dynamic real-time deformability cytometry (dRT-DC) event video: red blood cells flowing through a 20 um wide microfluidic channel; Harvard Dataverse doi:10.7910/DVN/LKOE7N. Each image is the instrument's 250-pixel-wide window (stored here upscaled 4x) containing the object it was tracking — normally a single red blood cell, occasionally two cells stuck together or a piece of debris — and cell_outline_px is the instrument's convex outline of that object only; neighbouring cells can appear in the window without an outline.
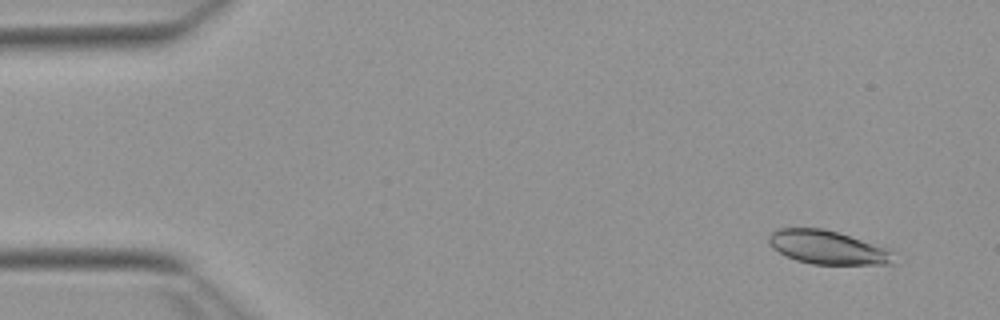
{"species": "Egyptian fruit bat (a non-hibernating species)", "species_latin": "Rousettus aegyptiacus", "temperature_condition": "warm", "stored_images_in_passage": 53, "camera_frame_rate_fps": 3000, "um_per_image_px": 0.085, "animal": {"sex": "female"}, "frame": {"image": 1, "passage_image": 4, "time_ms": 1.0, "image_size_px": [1000, 320], "cell_outline_px": [[900, 252], [896, 264], [812, 264], [796, 260], [772, 248], [768, 240], [768, 236], [772, 232], [780, 228], [824, 228]], "centroid_in_image_um": [70.46, 21.04], "position_along_channel_um": 14.5, "area_um2": 24.74}}
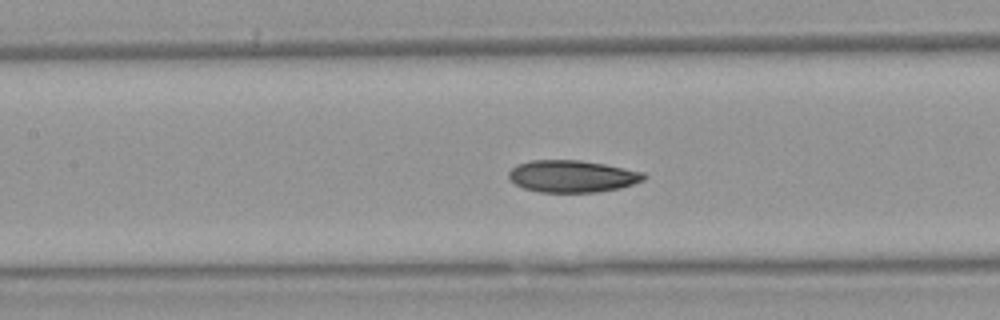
{"frame": {"image": 2, "passage_image": 24, "time_ms": 7.667, "image_size_px": [1000, 320], "cell_outline_px": [[648, 176], [644, 180], [620, 188], [596, 192], [540, 192], [524, 188], [516, 184], [508, 176], [508, 172], [516, 164], [532, 160], [580, 160], [604, 164], [644, 172]], "centroid_in_image_um": [48.65, 14.98], "position_along_channel_um": 158.8, "area_um2": 25.2}}
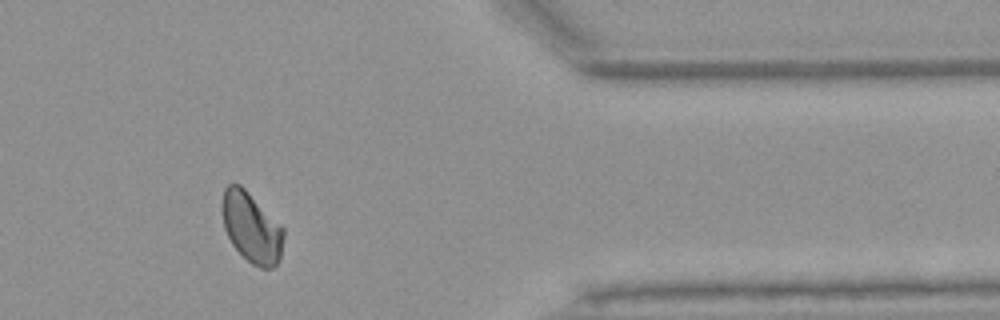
{"frame": {"image": 3, "passage_image": 44, "time_ms": 14.333, "image_size_px": [1000, 320], "cell_outline_px": [[284, 236], [280, 260], [272, 268], [260, 268], [252, 264], [232, 244], [224, 228], [220, 204], [224, 188], [228, 184], [240, 184], [284, 228]], "centroid_in_image_um": [21.36, 19.33], "position_along_channel_um": 390.0, "area_um2": 25.14}, "authors_computed_cell_mechanics": {"area_um2": 24.9696, "velocity_mm_per_s": 3.8319, "shape_relaxation_time_tau1_ms": 9.2572, "shape_relaxation_time_tau2_ms": 5.25, "deformation_change_tau1": 0.1728, "deformation_change_tau2": 0.0741}}